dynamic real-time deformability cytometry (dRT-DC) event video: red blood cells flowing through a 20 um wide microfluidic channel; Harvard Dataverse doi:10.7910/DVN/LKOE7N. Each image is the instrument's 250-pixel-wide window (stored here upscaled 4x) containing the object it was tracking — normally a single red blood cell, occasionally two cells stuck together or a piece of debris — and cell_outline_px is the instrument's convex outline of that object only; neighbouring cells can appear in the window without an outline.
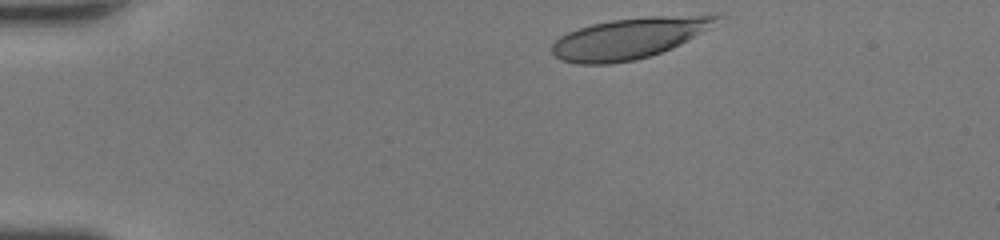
{"species": "human", "species_latin": "Homo sapiens", "temperature_condition": "room temperature", "stored_images_in_passage": 32, "camera_frame_rate_fps": 3000, "um_per_image_px": 0.085, "donor": {"sex": "female"}, "frame": {"image": 1, "passage_image": 1, "time_ms": 0.0, "image_size_px": [1000, 240], "cell_outline_px": [[720, 16], [712, 28], [672, 48], [636, 60], [608, 64], [576, 64], [560, 60], [552, 52], [552, 44], [560, 36], [568, 32], [592, 24], [612, 20], [648, 16]], "centroid_in_image_um": [53.42, 3.27], "position_along_channel_um": 31.6, "area_um2": 38.73}}
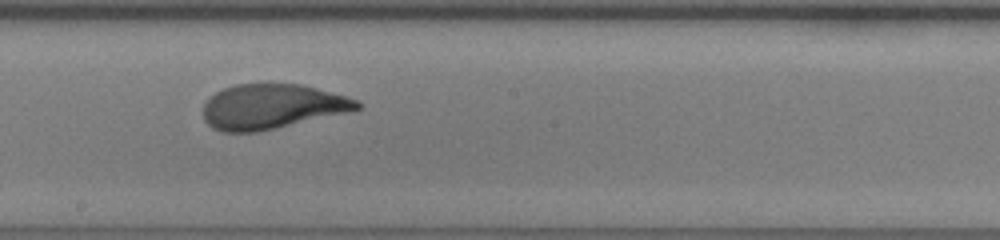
{"frame": {"image": 2, "passage_image": 19, "time_ms": 6.0, "image_size_px": [1000, 240], "cell_outline_px": [[360, 108], [344, 112], [276, 128], [256, 132], [220, 132], [212, 128], [204, 120], [204, 104], [216, 92], [224, 88], [236, 84], [300, 84], [316, 88], [344, 96], [356, 100], [360, 104]], "centroid_in_image_um": [23.04, 9.06], "position_along_channel_um": 225.2, "area_um2": 39.48}}
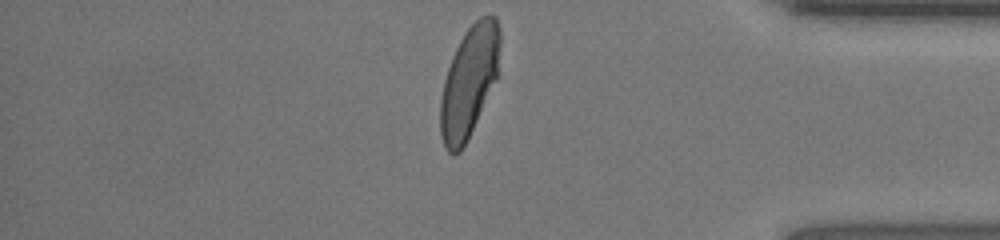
{"frame": {"image": 3, "passage_image": 32, "time_ms": 10.333, "image_size_px": [1000, 240], "cell_outline_px": [[500, 76], [460, 152], [448, 152], [444, 148], [440, 132], [440, 100], [444, 80], [452, 56], [464, 32], [480, 16], [496, 16], [500, 32]], "centroid_in_image_um": [39.91, 6.92], "position_along_channel_um": 395.3, "area_um2": 38.84}, "authors_computed_cell_mechanics": {"area_um2": 40.7779, "velocity_mm_per_s": 4.4283, "shape_relaxation_time_tau1_ms": 4.1692, "shape_relaxation_time_tau2_ms": 0.6521, "deformation_change_tau1": 0.2334, "deformation_change_tau2": 0.0792}}